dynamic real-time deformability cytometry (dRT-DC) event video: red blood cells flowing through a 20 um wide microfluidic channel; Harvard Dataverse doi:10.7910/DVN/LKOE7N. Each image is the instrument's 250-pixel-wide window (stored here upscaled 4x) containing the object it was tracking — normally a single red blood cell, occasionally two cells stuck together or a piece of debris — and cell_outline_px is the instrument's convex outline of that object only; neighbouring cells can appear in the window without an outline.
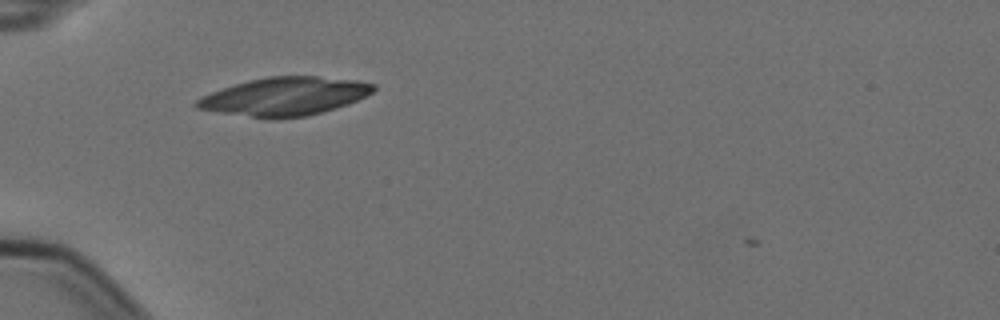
{"species": "Egyptian fruit bat (a non-hibernating species)", "species_latin": "Rousettus aegyptiacus", "temperature_condition": "cold", "stored_images_in_passage": 3, "camera_frame_rate_fps": 3000, "um_per_image_px": 0.085, "animal": {"sex": "female"}, "frame": {"image": 1, "passage_image": 2, "time_ms": 0.333, "image_size_px": [1000, 320], "cell_outline_px": [[376, 88], [372, 92], [348, 104], [336, 108], [308, 116], [276, 120], [268, 120], [196, 108], [192, 104], [200, 96], [248, 80], [268, 76], [316, 76], [360, 80], [376, 84]], "centroid_in_image_um": [24.2, 8.21], "position_along_channel_um": 60.8, "area_um2": 39.82}}